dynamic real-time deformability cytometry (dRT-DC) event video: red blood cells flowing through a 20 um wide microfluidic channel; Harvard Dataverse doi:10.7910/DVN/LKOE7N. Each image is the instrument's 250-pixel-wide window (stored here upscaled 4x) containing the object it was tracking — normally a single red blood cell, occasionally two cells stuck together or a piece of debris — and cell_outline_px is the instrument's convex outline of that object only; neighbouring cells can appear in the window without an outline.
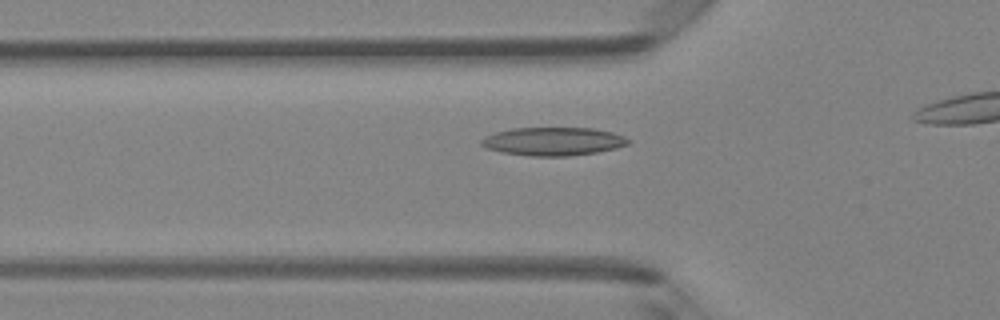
{"species": "Egyptian fruit bat (a non-hibernating species)", "species_latin": "Rousettus aegyptiacus", "temperature_condition": "room temperature", "stored_images_in_passage": 27, "camera_frame_rate_fps": 3000, "um_per_image_px": 0.085, "animal": {"sex": "female"}, "frame": {"image": 1, "passage_image": 3, "time_ms": 0.667, "image_size_px": [1000, 320], "cell_outline_px": [[632, 140], [628, 144], [616, 148], [596, 152], [568, 156], [528, 156], [500, 152], [488, 148], [480, 144], [480, 140], [484, 136], [496, 132], [512, 128], [592, 128], [612, 132], [624, 136]], "centroid_in_image_um": [47.01, 12.02], "position_along_channel_um": 78.8, "area_um2": 24.28}}
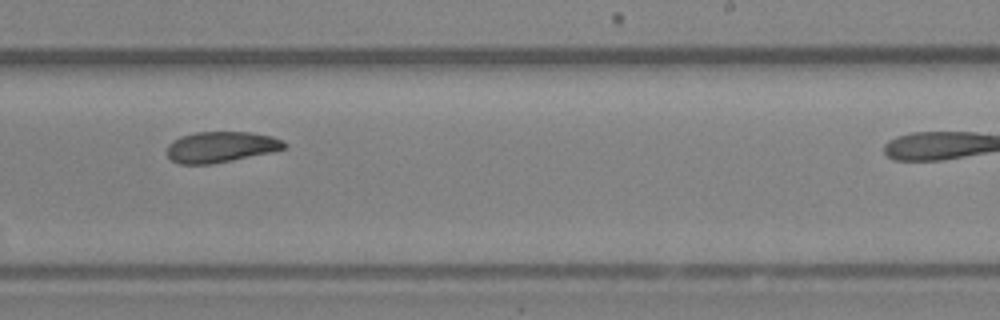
{"frame": {"image": 2, "passage_image": 17, "time_ms": 5.333, "image_size_px": [1000, 320], "cell_outline_px": [[288, 148], [272, 152], [212, 164], [180, 164], [172, 160], [168, 156], [168, 144], [172, 140], [180, 136], [196, 132], [252, 132], [272, 136], [284, 140], [288, 144]], "centroid_in_image_um": [18.82, 12.48], "position_along_channel_um": 270.2, "area_um2": 21.27}}
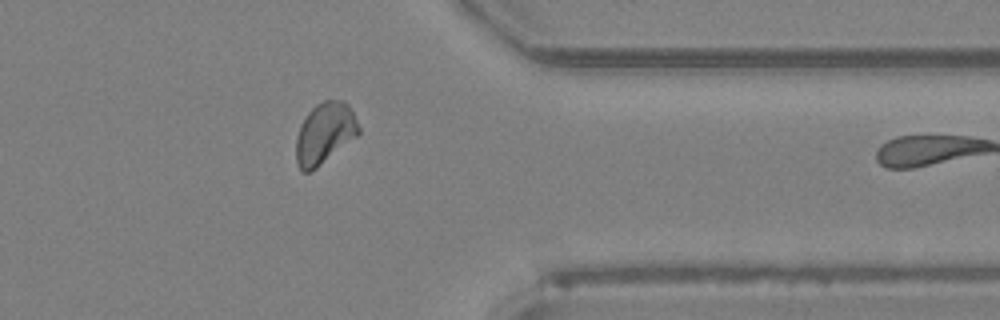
{"frame": {"image": 3, "passage_image": 26, "time_ms": 8.333, "image_size_px": [1000, 320], "cell_outline_px": [[360, 132], [356, 136], [312, 172], [304, 172], [300, 168], [296, 160], [296, 140], [300, 124], [308, 112], [316, 104], [324, 100], [340, 100], [348, 104], [360, 128]], "centroid_in_image_um": [27.58, 11.33], "position_along_channel_um": 383.8, "area_um2": 22.14}}